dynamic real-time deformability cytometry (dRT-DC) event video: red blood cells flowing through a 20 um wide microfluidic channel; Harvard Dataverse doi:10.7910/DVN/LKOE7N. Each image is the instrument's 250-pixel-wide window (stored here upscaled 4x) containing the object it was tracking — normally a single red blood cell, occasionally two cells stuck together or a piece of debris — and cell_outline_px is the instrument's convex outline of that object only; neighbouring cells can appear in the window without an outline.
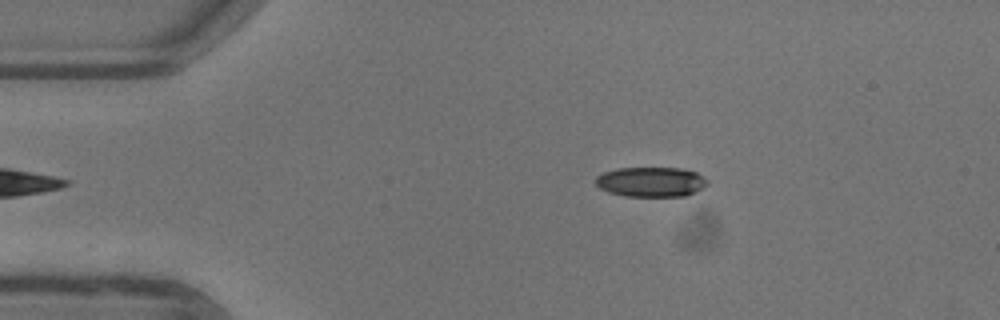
{"species": "common noctule bat (a hibernating species)", "species_latin": "Nyctalus noctula", "temperature_condition": "warm", "stored_images_in_passage": 29, "camera_frame_rate_fps": 3000, "um_per_image_px": 0.085, "animal": {"sex": "female"}, "frame": {"image": 1, "passage_image": 2, "time_ms": 0.333, "image_size_px": [1000, 320], "cell_outline_px": [[708, 184], [684, 196], [624, 196], [608, 192], [600, 188], [596, 184], [596, 176], [604, 172], [616, 168], [680, 168], [696, 172], [704, 176], [708, 180]], "centroid_in_image_um": [55.31, 15.45], "position_along_channel_um": 29.7, "area_um2": 19.36}}
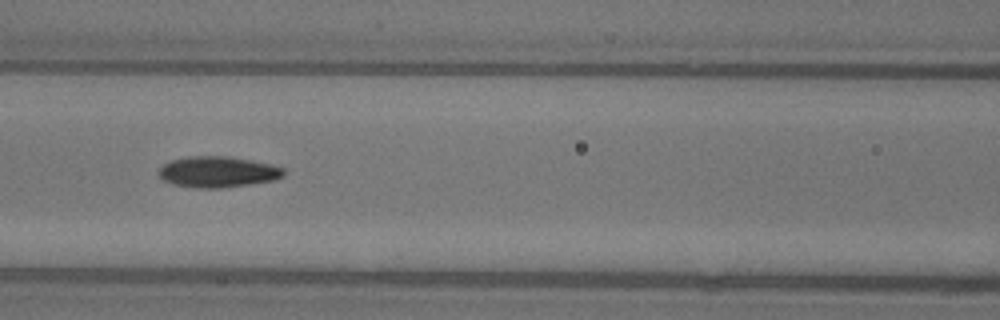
{"frame": {"image": 2, "passage_image": 15, "time_ms": 4.667, "image_size_px": [1000, 320], "cell_outline_px": [[284, 176], [272, 180], [248, 184], [220, 188], [196, 188], [172, 184], [164, 180], [156, 172], [164, 164], [172, 160], [188, 156], [228, 156], [272, 164], [284, 168]], "centroid_in_image_um": [18.49, 14.6], "position_along_channel_um": 148.1, "area_um2": 22.48}}
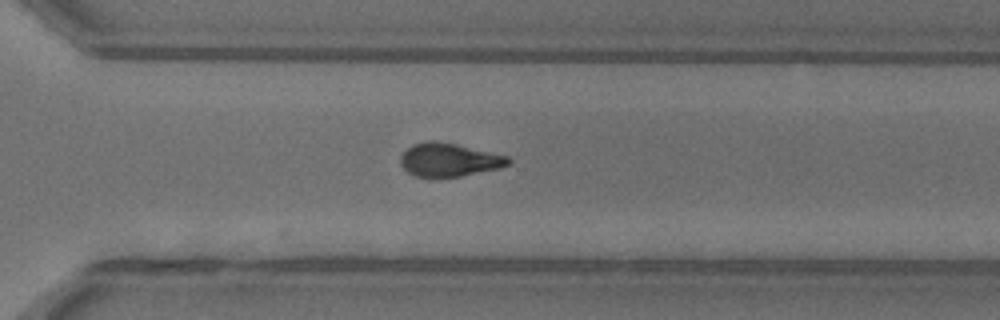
{"frame": {"image": 3, "passage_image": 29, "time_ms": 9.333, "image_size_px": [1000, 320], "cell_outline_px": [[512, 160], [508, 164], [500, 168], [460, 176], [416, 176], [408, 172], [400, 164], [400, 156], [412, 144], [428, 140], [436, 140], [456, 144], [508, 156]], "centroid_in_image_um": [38.16, 13.56], "position_along_channel_um": 332.4, "area_um2": 20.75}}